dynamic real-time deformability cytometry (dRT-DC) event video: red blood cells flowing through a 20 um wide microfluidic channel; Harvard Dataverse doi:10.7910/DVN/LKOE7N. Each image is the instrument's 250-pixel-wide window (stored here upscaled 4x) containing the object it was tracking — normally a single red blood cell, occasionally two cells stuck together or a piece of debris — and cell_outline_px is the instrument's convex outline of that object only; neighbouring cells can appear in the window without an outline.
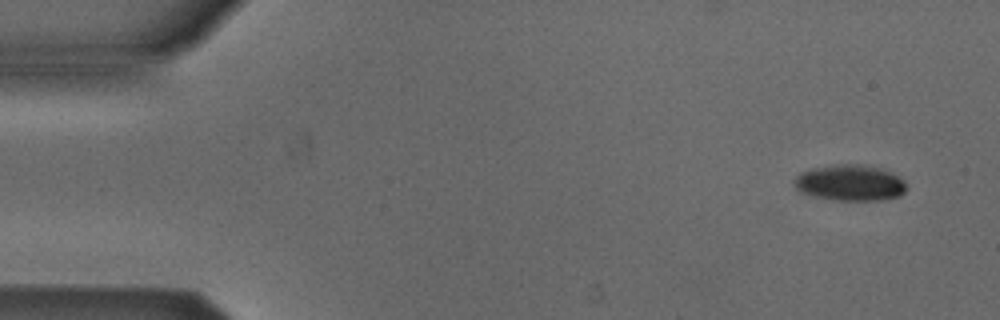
{"species": "Egyptian fruit bat (a non-hibernating species)", "species_latin": "Rousettus aegyptiacus", "temperature_condition": "cold", "stored_images_in_passage": 5, "camera_frame_rate_fps": 3000, "um_per_image_px": 0.085, "animal": {"sex": "male"}, "frame": {"image": 1, "passage_image": 1, "time_ms": 0.0, "image_size_px": [1000, 320], "cell_outline_px": [[908, 188], [900, 196], [884, 200], [836, 200], [816, 196], [804, 192], [796, 188], [792, 180], [800, 172], [812, 168], [840, 164], [864, 164], [880, 168], [892, 172], [904, 180]], "centroid_in_image_um": [72.3, 15.53], "position_along_channel_um": 12.7, "area_um2": 23.64}}
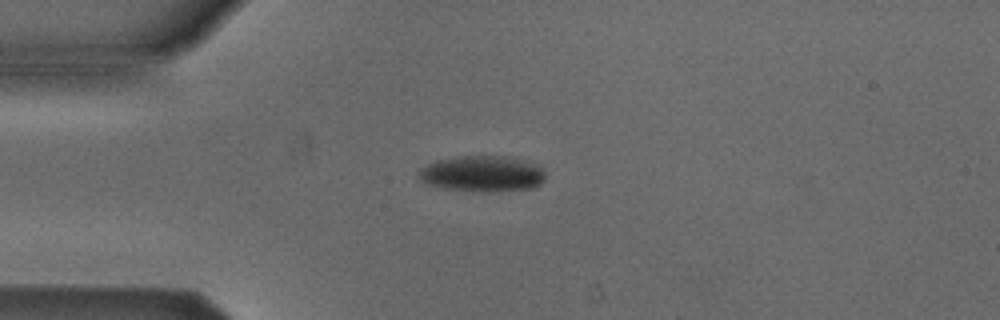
{"frame": {"image": 2, "passage_image": 3, "time_ms": 0.667, "image_size_px": [1000, 320], "cell_outline_px": [[544, 180], [540, 184], [528, 188], [444, 188], [428, 184], [420, 180], [416, 176], [416, 172], [420, 168], [436, 160], [456, 156], [504, 156], [528, 160], [540, 164], [544, 168]], "centroid_in_image_um": [40.98, 14.68], "position_along_channel_um": 44.0, "area_um2": 25.61}}